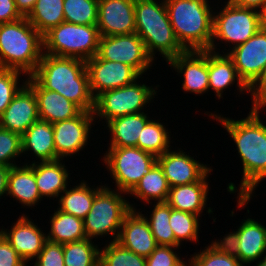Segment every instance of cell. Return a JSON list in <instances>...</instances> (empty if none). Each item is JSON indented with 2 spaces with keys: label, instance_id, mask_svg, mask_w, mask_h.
Masks as SVG:
<instances>
[{
  "label": "cell",
  "instance_id": "cell-1",
  "mask_svg": "<svg viewBox=\"0 0 266 266\" xmlns=\"http://www.w3.org/2000/svg\"><path fill=\"white\" fill-rule=\"evenodd\" d=\"M216 112V114H215ZM205 112L229 133L236 144L237 155L242 163V178L239 189L234 182L228 183L227 191L237 195L238 210L245 209L261 181L266 179V124L261 119L262 111L250 110L247 117L235 120L220 115L217 111ZM210 113V114H209ZM264 122V123H263ZM255 192V193H254Z\"/></svg>",
  "mask_w": 266,
  "mask_h": 266
},
{
  "label": "cell",
  "instance_id": "cell-2",
  "mask_svg": "<svg viewBox=\"0 0 266 266\" xmlns=\"http://www.w3.org/2000/svg\"><path fill=\"white\" fill-rule=\"evenodd\" d=\"M44 89L58 92L82 111L93 112V97L84 60L44 53L31 75Z\"/></svg>",
  "mask_w": 266,
  "mask_h": 266
},
{
  "label": "cell",
  "instance_id": "cell-3",
  "mask_svg": "<svg viewBox=\"0 0 266 266\" xmlns=\"http://www.w3.org/2000/svg\"><path fill=\"white\" fill-rule=\"evenodd\" d=\"M134 9L135 33L143 40L148 55L154 61L156 53L167 64L186 51L176 38L164 0H135Z\"/></svg>",
  "mask_w": 266,
  "mask_h": 266
},
{
  "label": "cell",
  "instance_id": "cell-4",
  "mask_svg": "<svg viewBox=\"0 0 266 266\" xmlns=\"http://www.w3.org/2000/svg\"><path fill=\"white\" fill-rule=\"evenodd\" d=\"M164 1L169 21L180 45L186 51L209 50L213 35L214 13L211 2L209 0Z\"/></svg>",
  "mask_w": 266,
  "mask_h": 266
},
{
  "label": "cell",
  "instance_id": "cell-5",
  "mask_svg": "<svg viewBox=\"0 0 266 266\" xmlns=\"http://www.w3.org/2000/svg\"><path fill=\"white\" fill-rule=\"evenodd\" d=\"M44 54L43 36L26 17L0 24V68L31 76Z\"/></svg>",
  "mask_w": 266,
  "mask_h": 266
},
{
  "label": "cell",
  "instance_id": "cell-6",
  "mask_svg": "<svg viewBox=\"0 0 266 266\" xmlns=\"http://www.w3.org/2000/svg\"><path fill=\"white\" fill-rule=\"evenodd\" d=\"M223 3V8L218 6L214 8L213 35L209 49L220 54H226L234 47L245 43L266 24V16L258 10L238 7L226 0ZM216 8H219V12ZM219 42L225 44L221 52Z\"/></svg>",
  "mask_w": 266,
  "mask_h": 266
},
{
  "label": "cell",
  "instance_id": "cell-7",
  "mask_svg": "<svg viewBox=\"0 0 266 266\" xmlns=\"http://www.w3.org/2000/svg\"><path fill=\"white\" fill-rule=\"evenodd\" d=\"M126 195L107 183L96 193L91 209L83 219L87 239L109 236L112 241H117L126 215L132 209L137 210L135 202L131 204Z\"/></svg>",
  "mask_w": 266,
  "mask_h": 266
},
{
  "label": "cell",
  "instance_id": "cell-8",
  "mask_svg": "<svg viewBox=\"0 0 266 266\" xmlns=\"http://www.w3.org/2000/svg\"><path fill=\"white\" fill-rule=\"evenodd\" d=\"M99 40L97 25L64 21L43 36L44 53L87 61L97 55Z\"/></svg>",
  "mask_w": 266,
  "mask_h": 266
},
{
  "label": "cell",
  "instance_id": "cell-9",
  "mask_svg": "<svg viewBox=\"0 0 266 266\" xmlns=\"http://www.w3.org/2000/svg\"><path fill=\"white\" fill-rule=\"evenodd\" d=\"M141 77L131 84L99 94L95 98L93 111L95 123L103 120L107 123L119 116L147 112L144 108L149 107L155 96H158L157 90L160 85L148 86L143 81L140 82Z\"/></svg>",
  "mask_w": 266,
  "mask_h": 266
},
{
  "label": "cell",
  "instance_id": "cell-10",
  "mask_svg": "<svg viewBox=\"0 0 266 266\" xmlns=\"http://www.w3.org/2000/svg\"><path fill=\"white\" fill-rule=\"evenodd\" d=\"M106 166L115 183V189L129 194L157 163V158L138 147H108L103 153Z\"/></svg>",
  "mask_w": 266,
  "mask_h": 266
},
{
  "label": "cell",
  "instance_id": "cell-11",
  "mask_svg": "<svg viewBox=\"0 0 266 266\" xmlns=\"http://www.w3.org/2000/svg\"><path fill=\"white\" fill-rule=\"evenodd\" d=\"M99 59L121 62L133 67L141 76L153 66L154 60L148 55L143 40L136 34L100 36Z\"/></svg>",
  "mask_w": 266,
  "mask_h": 266
},
{
  "label": "cell",
  "instance_id": "cell-12",
  "mask_svg": "<svg viewBox=\"0 0 266 266\" xmlns=\"http://www.w3.org/2000/svg\"><path fill=\"white\" fill-rule=\"evenodd\" d=\"M54 130V146L56 160L64 157L80 155L90 140L92 125L95 126L93 112L82 111L75 118L58 121L52 124ZM74 155V156H73Z\"/></svg>",
  "mask_w": 266,
  "mask_h": 266
},
{
  "label": "cell",
  "instance_id": "cell-13",
  "mask_svg": "<svg viewBox=\"0 0 266 266\" xmlns=\"http://www.w3.org/2000/svg\"><path fill=\"white\" fill-rule=\"evenodd\" d=\"M85 64L94 98L104 91L131 84L141 76L127 64L99 59L96 55L85 61Z\"/></svg>",
  "mask_w": 266,
  "mask_h": 266
},
{
  "label": "cell",
  "instance_id": "cell-14",
  "mask_svg": "<svg viewBox=\"0 0 266 266\" xmlns=\"http://www.w3.org/2000/svg\"><path fill=\"white\" fill-rule=\"evenodd\" d=\"M226 54L233 61L239 77L249 86L266 67V24L245 43Z\"/></svg>",
  "mask_w": 266,
  "mask_h": 266
},
{
  "label": "cell",
  "instance_id": "cell-15",
  "mask_svg": "<svg viewBox=\"0 0 266 266\" xmlns=\"http://www.w3.org/2000/svg\"><path fill=\"white\" fill-rule=\"evenodd\" d=\"M177 76L183 77L182 90L195 95L209 92L208 50L185 51L168 63ZM180 74V75H179Z\"/></svg>",
  "mask_w": 266,
  "mask_h": 266
},
{
  "label": "cell",
  "instance_id": "cell-16",
  "mask_svg": "<svg viewBox=\"0 0 266 266\" xmlns=\"http://www.w3.org/2000/svg\"><path fill=\"white\" fill-rule=\"evenodd\" d=\"M1 227L0 233L27 264L39 255L47 240L45 230L25 213L19 215L10 229Z\"/></svg>",
  "mask_w": 266,
  "mask_h": 266
},
{
  "label": "cell",
  "instance_id": "cell-17",
  "mask_svg": "<svg viewBox=\"0 0 266 266\" xmlns=\"http://www.w3.org/2000/svg\"><path fill=\"white\" fill-rule=\"evenodd\" d=\"M187 153L182 148H170L157 157L170 187L198 182L212 168Z\"/></svg>",
  "mask_w": 266,
  "mask_h": 266
},
{
  "label": "cell",
  "instance_id": "cell-18",
  "mask_svg": "<svg viewBox=\"0 0 266 266\" xmlns=\"http://www.w3.org/2000/svg\"><path fill=\"white\" fill-rule=\"evenodd\" d=\"M134 4L135 0H99L97 27L100 36L135 33Z\"/></svg>",
  "mask_w": 266,
  "mask_h": 266
},
{
  "label": "cell",
  "instance_id": "cell-19",
  "mask_svg": "<svg viewBox=\"0 0 266 266\" xmlns=\"http://www.w3.org/2000/svg\"><path fill=\"white\" fill-rule=\"evenodd\" d=\"M38 120L36 95L25 83L0 115V127L23 135Z\"/></svg>",
  "mask_w": 266,
  "mask_h": 266
},
{
  "label": "cell",
  "instance_id": "cell-20",
  "mask_svg": "<svg viewBox=\"0 0 266 266\" xmlns=\"http://www.w3.org/2000/svg\"><path fill=\"white\" fill-rule=\"evenodd\" d=\"M212 171L213 168L198 182L170 187L166 203L173 209L192 213L200 217H202L205 209L210 217V214L214 212L213 208H206V206L209 200V188H211L208 179Z\"/></svg>",
  "mask_w": 266,
  "mask_h": 266
},
{
  "label": "cell",
  "instance_id": "cell-21",
  "mask_svg": "<svg viewBox=\"0 0 266 266\" xmlns=\"http://www.w3.org/2000/svg\"><path fill=\"white\" fill-rule=\"evenodd\" d=\"M141 209H132L125 217L117 242L137 255L149 256L158 246Z\"/></svg>",
  "mask_w": 266,
  "mask_h": 266
},
{
  "label": "cell",
  "instance_id": "cell-22",
  "mask_svg": "<svg viewBox=\"0 0 266 266\" xmlns=\"http://www.w3.org/2000/svg\"><path fill=\"white\" fill-rule=\"evenodd\" d=\"M37 98L39 120L51 124L78 116L82 110L58 92L44 89L32 76L26 82Z\"/></svg>",
  "mask_w": 266,
  "mask_h": 266
},
{
  "label": "cell",
  "instance_id": "cell-23",
  "mask_svg": "<svg viewBox=\"0 0 266 266\" xmlns=\"http://www.w3.org/2000/svg\"><path fill=\"white\" fill-rule=\"evenodd\" d=\"M209 92L214 91L217 99L223 98L225 89L236 85L239 95L248 94V86L239 77L233 61L227 54L215 53L208 50ZM236 82V83H235Z\"/></svg>",
  "mask_w": 266,
  "mask_h": 266
},
{
  "label": "cell",
  "instance_id": "cell-24",
  "mask_svg": "<svg viewBox=\"0 0 266 266\" xmlns=\"http://www.w3.org/2000/svg\"><path fill=\"white\" fill-rule=\"evenodd\" d=\"M63 162L65 163L63 159L45 162L33 160L31 162L33 163L36 185L42 199L49 197V200L56 198L55 201H57L60 194L69 186L68 183L72 181L70 180V170Z\"/></svg>",
  "mask_w": 266,
  "mask_h": 266
},
{
  "label": "cell",
  "instance_id": "cell-25",
  "mask_svg": "<svg viewBox=\"0 0 266 266\" xmlns=\"http://www.w3.org/2000/svg\"><path fill=\"white\" fill-rule=\"evenodd\" d=\"M27 161L11 167L6 195L12 197V200L15 198L23 209L36 207L43 200L36 185L33 163Z\"/></svg>",
  "mask_w": 266,
  "mask_h": 266
},
{
  "label": "cell",
  "instance_id": "cell-26",
  "mask_svg": "<svg viewBox=\"0 0 266 266\" xmlns=\"http://www.w3.org/2000/svg\"><path fill=\"white\" fill-rule=\"evenodd\" d=\"M237 227L239 236L238 259L246 266L258 262L266 254V227L258 219L246 217ZM246 264V265H245Z\"/></svg>",
  "mask_w": 266,
  "mask_h": 266
},
{
  "label": "cell",
  "instance_id": "cell-27",
  "mask_svg": "<svg viewBox=\"0 0 266 266\" xmlns=\"http://www.w3.org/2000/svg\"><path fill=\"white\" fill-rule=\"evenodd\" d=\"M36 162L55 161L53 125L47 121L38 120L22 135V155L29 153ZM24 153V154H23ZM33 154V155H32Z\"/></svg>",
  "mask_w": 266,
  "mask_h": 266
},
{
  "label": "cell",
  "instance_id": "cell-28",
  "mask_svg": "<svg viewBox=\"0 0 266 266\" xmlns=\"http://www.w3.org/2000/svg\"><path fill=\"white\" fill-rule=\"evenodd\" d=\"M146 112L119 116L104 125L110 135L108 147H137L138 137L151 119Z\"/></svg>",
  "mask_w": 266,
  "mask_h": 266
},
{
  "label": "cell",
  "instance_id": "cell-29",
  "mask_svg": "<svg viewBox=\"0 0 266 266\" xmlns=\"http://www.w3.org/2000/svg\"><path fill=\"white\" fill-rule=\"evenodd\" d=\"M79 182L73 187L70 185L60 194L57 207L65 213L84 219L91 209L96 193L104 185L100 182L101 185L96 187L88 185L85 180Z\"/></svg>",
  "mask_w": 266,
  "mask_h": 266
},
{
  "label": "cell",
  "instance_id": "cell-30",
  "mask_svg": "<svg viewBox=\"0 0 266 266\" xmlns=\"http://www.w3.org/2000/svg\"><path fill=\"white\" fill-rule=\"evenodd\" d=\"M170 186L164 175L162 167L157 162L148 174L144 175L135 188L128 194L129 197L135 198L136 201L141 200L150 205L152 202H166ZM131 195V196H130ZM138 199V200H137Z\"/></svg>",
  "mask_w": 266,
  "mask_h": 266
},
{
  "label": "cell",
  "instance_id": "cell-31",
  "mask_svg": "<svg viewBox=\"0 0 266 266\" xmlns=\"http://www.w3.org/2000/svg\"><path fill=\"white\" fill-rule=\"evenodd\" d=\"M49 217L50 229L46 233L49 241L65 244L86 239L83 219L65 213L58 208Z\"/></svg>",
  "mask_w": 266,
  "mask_h": 266
},
{
  "label": "cell",
  "instance_id": "cell-32",
  "mask_svg": "<svg viewBox=\"0 0 266 266\" xmlns=\"http://www.w3.org/2000/svg\"><path fill=\"white\" fill-rule=\"evenodd\" d=\"M153 119L152 117L143 127L142 133L138 137L137 147L157 158L173 148L171 143L174 141H171L169 134L171 131H168L166 125L162 124L160 119Z\"/></svg>",
  "mask_w": 266,
  "mask_h": 266
},
{
  "label": "cell",
  "instance_id": "cell-33",
  "mask_svg": "<svg viewBox=\"0 0 266 266\" xmlns=\"http://www.w3.org/2000/svg\"><path fill=\"white\" fill-rule=\"evenodd\" d=\"M63 2L64 0H37L27 20L44 36L52 28L65 21Z\"/></svg>",
  "mask_w": 266,
  "mask_h": 266
},
{
  "label": "cell",
  "instance_id": "cell-34",
  "mask_svg": "<svg viewBox=\"0 0 266 266\" xmlns=\"http://www.w3.org/2000/svg\"><path fill=\"white\" fill-rule=\"evenodd\" d=\"M95 241L86 238L63 244L64 266H99L100 245Z\"/></svg>",
  "mask_w": 266,
  "mask_h": 266
},
{
  "label": "cell",
  "instance_id": "cell-35",
  "mask_svg": "<svg viewBox=\"0 0 266 266\" xmlns=\"http://www.w3.org/2000/svg\"><path fill=\"white\" fill-rule=\"evenodd\" d=\"M153 209L150 215L143 214L147 219L151 232L158 245L175 246L174 232L169 224L171 206L166 202H152Z\"/></svg>",
  "mask_w": 266,
  "mask_h": 266
},
{
  "label": "cell",
  "instance_id": "cell-36",
  "mask_svg": "<svg viewBox=\"0 0 266 266\" xmlns=\"http://www.w3.org/2000/svg\"><path fill=\"white\" fill-rule=\"evenodd\" d=\"M200 216L171 208L169 224L174 232L175 247H180L186 242L198 243L200 229Z\"/></svg>",
  "mask_w": 266,
  "mask_h": 266
},
{
  "label": "cell",
  "instance_id": "cell-37",
  "mask_svg": "<svg viewBox=\"0 0 266 266\" xmlns=\"http://www.w3.org/2000/svg\"><path fill=\"white\" fill-rule=\"evenodd\" d=\"M110 240L100 248L99 266H146V257L126 249L117 241Z\"/></svg>",
  "mask_w": 266,
  "mask_h": 266
},
{
  "label": "cell",
  "instance_id": "cell-38",
  "mask_svg": "<svg viewBox=\"0 0 266 266\" xmlns=\"http://www.w3.org/2000/svg\"><path fill=\"white\" fill-rule=\"evenodd\" d=\"M99 0H64L65 22L81 25H97Z\"/></svg>",
  "mask_w": 266,
  "mask_h": 266
},
{
  "label": "cell",
  "instance_id": "cell-39",
  "mask_svg": "<svg viewBox=\"0 0 266 266\" xmlns=\"http://www.w3.org/2000/svg\"><path fill=\"white\" fill-rule=\"evenodd\" d=\"M21 76L28 77L25 73L15 69L0 68V115L11 103L16 93L27 82V78L25 79L24 77V80H21Z\"/></svg>",
  "mask_w": 266,
  "mask_h": 266
},
{
  "label": "cell",
  "instance_id": "cell-40",
  "mask_svg": "<svg viewBox=\"0 0 266 266\" xmlns=\"http://www.w3.org/2000/svg\"><path fill=\"white\" fill-rule=\"evenodd\" d=\"M22 156V135L0 127V165L12 167Z\"/></svg>",
  "mask_w": 266,
  "mask_h": 266
},
{
  "label": "cell",
  "instance_id": "cell-41",
  "mask_svg": "<svg viewBox=\"0 0 266 266\" xmlns=\"http://www.w3.org/2000/svg\"><path fill=\"white\" fill-rule=\"evenodd\" d=\"M187 260L189 266H244L238 258L217 252L209 243Z\"/></svg>",
  "mask_w": 266,
  "mask_h": 266
},
{
  "label": "cell",
  "instance_id": "cell-42",
  "mask_svg": "<svg viewBox=\"0 0 266 266\" xmlns=\"http://www.w3.org/2000/svg\"><path fill=\"white\" fill-rule=\"evenodd\" d=\"M179 248L181 247L158 245L146 257V266H189L185 260L186 257L181 258V254L177 250Z\"/></svg>",
  "mask_w": 266,
  "mask_h": 266
},
{
  "label": "cell",
  "instance_id": "cell-43",
  "mask_svg": "<svg viewBox=\"0 0 266 266\" xmlns=\"http://www.w3.org/2000/svg\"><path fill=\"white\" fill-rule=\"evenodd\" d=\"M34 266H64L63 244L46 240Z\"/></svg>",
  "mask_w": 266,
  "mask_h": 266
},
{
  "label": "cell",
  "instance_id": "cell-44",
  "mask_svg": "<svg viewBox=\"0 0 266 266\" xmlns=\"http://www.w3.org/2000/svg\"><path fill=\"white\" fill-rule=\"evenodd\" d=\"M251 95V110H266V67L248 86V95Z\"/></svg>",
  "mask_w": 266,
  "mask_h": 266
},
{
  "label": "cell",
  "instance_id": "cell-45",
  "mask_svg": "<svg viewBox=\"0 0 266 266\" xmlns=\"http://www.w3.org/2000/svg\"><path fill=\"white\" fill-rule=\"evenodd\" d=\"M209 245L219 253H224L237 258L239 255L238 231H234L233 229L232 232L224 234L223 239L212 240Z\"/></svg>",
  "mask_w": 266,
  "mask_h": 266
},
{
  "label": "cell",
  "instance_id": "cell-46",
  "mask_svg": "<svg viewBox=\"0 0 266 266\" xmlns=\"http://www.w3.org/2000/svg\"><path fill=\"white\" fill-rule=\"evenodd\" d=\"M0 266H29L0 233Z\"/></svg>",
  "mask_w": 266,
  "mask_h": 266
},
{
  "label": "cell",
  "instance_id": "cell-47",
  "mask_svg": "<svg viewBox=\"0 0 266 266\" xmlns=\"http://www.w3.org/2000/svg\"><path fill=\"white\" fill-rule=\"evenodd\" d=\"M22 18L14 0H0V24L14 22Z\"/></svg>",
  "mask_w": 266,
  "mask_h": 266
},
{
  "label": "cell",
  "instance_id": "cell-48",
  "mask_svg": "<svg viewBox=\"0 0 266 266\" xmlns=\"http://www.w3.org/2000/svg\"><path fill=\"white\" fill-rule=\"evenodd\" d=\"M227 2L238 7L258 10L266 16V0H227Z\"/></svg>",
  "mask_w": 266,
  "mask_h": 266
},
{
  "label": "cell",
  "instance_id": "cell-49",
  "mask_svg": "<svg viewBox=\"0 0 266 266\" xmlns=\"http://www.w3.org/2000/svg\"><path fill=\"white\" fill-rule=\"evenodd\" d=\"M16 8L22 17H28L33 11L37 0H14Z\"/></svg>",
  "mask_w": 266,
  "mask_h": 266
},
{
  "label": "cell",
  "instance_id": "cell-50",
  "mask_svg": "<svg viewBox=\"0 0 266 266\" xmlns=\"http://www.w3.org/2000/svg\"><path fill=\"white\" fill-rule=\"evenodd\" d=\"M10 169L11 167L0 165V199L4 198L7 195L8 176Z\"/></svg>",
  "mask_w": 266,
  "mask_h": 266
},
{
  "label": "cell",
  "instance_id": "cell-51",
  "mask_svg": "<svg viewBox=\"0 0 266 266\" xmlns=\"http://www.w3.org/2000/svg\"><path fill=\"white\" fill-rule=\"evenodd\" d=\"M256 266H266V254L256 262Z\"/></svg>",
  "mask_w": 266,
  "mask_h": 266
}]
</instances>
